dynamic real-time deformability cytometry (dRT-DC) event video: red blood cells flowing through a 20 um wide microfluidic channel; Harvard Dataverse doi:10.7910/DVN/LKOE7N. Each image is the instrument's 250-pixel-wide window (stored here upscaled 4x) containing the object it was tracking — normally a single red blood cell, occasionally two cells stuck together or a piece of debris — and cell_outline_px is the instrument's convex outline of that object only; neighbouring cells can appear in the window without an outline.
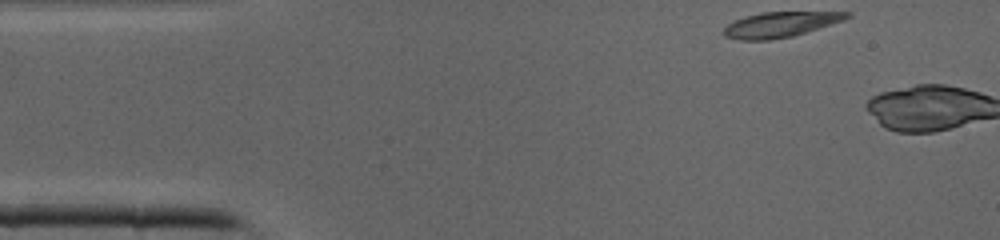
{"species": "common noctule bat (a hibernating species)", "species_latin": "Nyctalus noctula", "temperature_condition": "cold", "stored_images_in_passage": 2, "camera_frame_rate_fps": 3000, "um_per_image_px": 0.085, "animal": {"sex": "male", "body_mass_g": 19.0, "forearm_length_mm": 50.8}, "frame": {"image": 1, "passage_image": 1, "time_ms": 0.0, "image_size_px": [1000, 240], "cell_outline_px": [[852, 16], [844, 20], [792, 36], [768, 40], [740, 40], [724, 36], [724, 28], [728, 24], [736, 20], [748, 16], [764, 12], [852, 12]], "centroid_in_image_um": [66.35, 2.08], "position_along_channel_um": 18.7, "area_um2": 17.8}}